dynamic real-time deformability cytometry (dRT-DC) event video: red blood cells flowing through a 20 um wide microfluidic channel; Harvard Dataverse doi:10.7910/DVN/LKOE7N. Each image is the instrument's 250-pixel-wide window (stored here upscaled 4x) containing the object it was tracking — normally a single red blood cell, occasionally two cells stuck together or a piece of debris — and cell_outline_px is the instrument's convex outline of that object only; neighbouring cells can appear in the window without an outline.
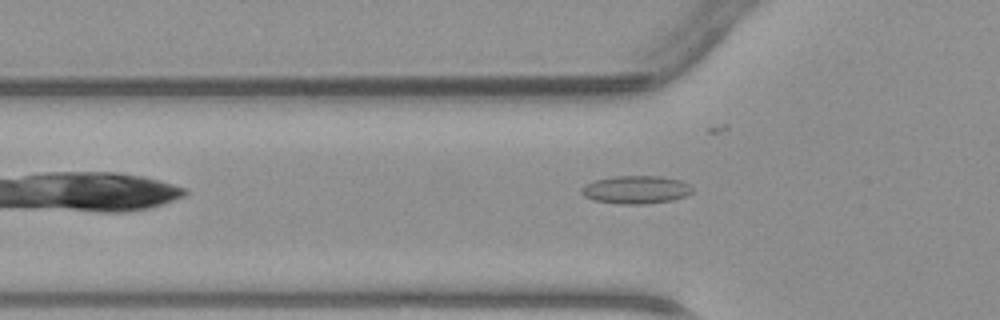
{"species": "common noctule bat (a hibernating species)", "species_latin": "Nyctalus noctula", "temperature_condition": "warm", "stored_images_in_passage": 36, "camera_frame_rate_fps": 3000, "um_per_image_px": 0.085, "animal": {"sex": "male", "body_mass_g": 23.1, "forearm_length_mm": 52.7}, "frame": {"image": 1, "passage_image": 3, "time_ms": 0.667, "image_size_px": [1000, 320], "cell_outline_px": [[692, 192], [684, 196], [672, 200], [644, 204], [620, 204], [592, 200], [584, 196], [580, 192], [580, 188], [584, 184], [596, 180], [616, 176], [660, 176], [680, 180], [688, 184], [692, 188]], "centroid_in_image_um": [54.01, 16.12], "position_along_channel_um": 71.8, "area_um2": 18.09}}
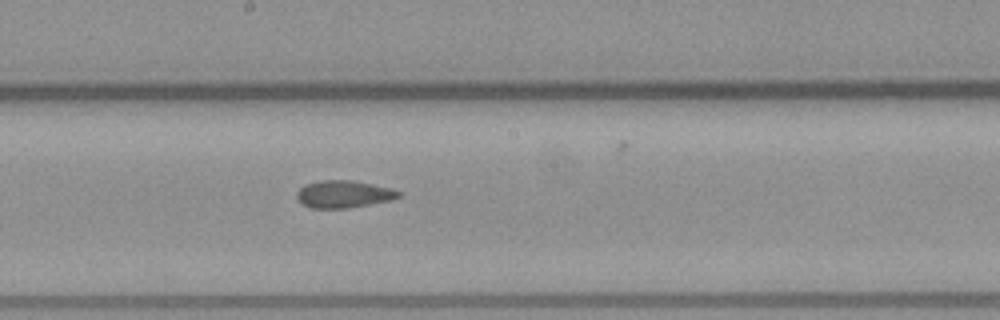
{"frame": {"image": 2, "passage_image": 13, "time_ms": 4.0, "image_size_px": [1000, 320], "cell_outline_px": [[400, 196], [388, 200], [348, 208], [312, 208], [304, 204], [296, 196], [296, 192], [304, 184], [320, 180], [352, 180], [372, 184], [388, 188], [400, 192]], "centroid_in_image_um": [29.15, 16.49], "position_along_channel_um": 219.0, "area_um2": 15.9}}
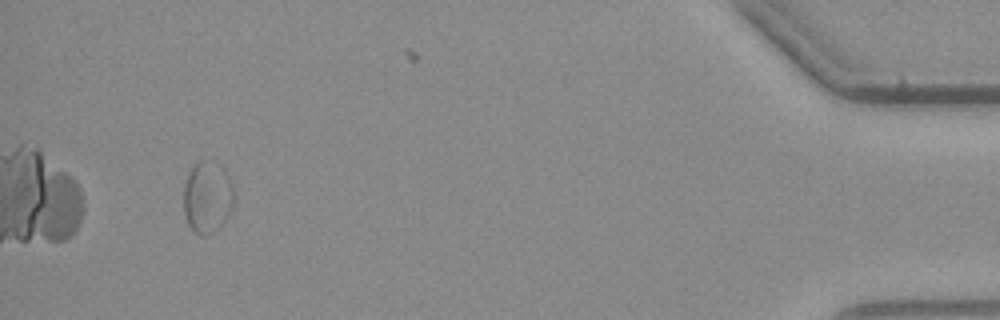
{"frame": {"image": 3, "passage_image": 32, "time_ms": 10.333, "image_size_px": [1000, 320], "cell_outline_px": [[236, 196], [232, 208], [228, 216], [212, 232], [204, 236], [200, 236], [188, 224], [184, 212], [184, 184], [188, 172], [200, 160], [204, 160], [220, 164], [224, 168], [232, 184]], "centroid_in_image_um": [17.64, 16.73], "position_along_channel_um": 417.6, "area_um2": 21.1}}